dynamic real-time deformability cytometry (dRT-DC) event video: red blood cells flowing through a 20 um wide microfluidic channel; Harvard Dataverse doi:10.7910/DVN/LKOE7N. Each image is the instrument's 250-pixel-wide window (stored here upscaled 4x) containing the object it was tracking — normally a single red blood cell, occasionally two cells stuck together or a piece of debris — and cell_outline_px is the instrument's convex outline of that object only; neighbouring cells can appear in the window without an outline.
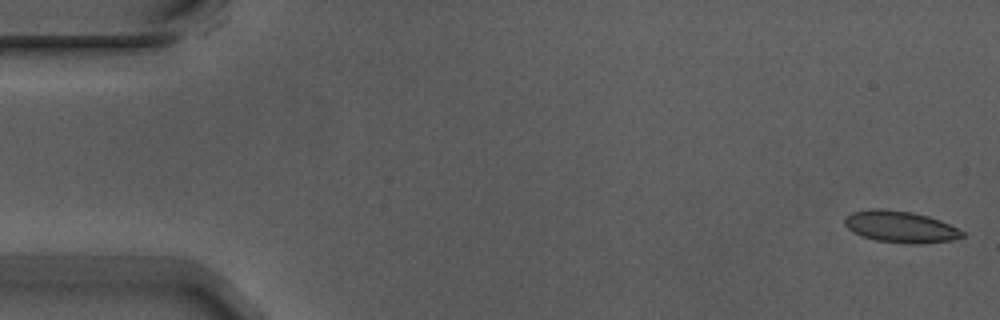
{"species": "Egyptian fruit bat (a non-hibernating species)", "species_latin": "Rousettus aegyptiacus", "temperature_condition": "warm", "stored_images_in_passage": 5, "camera_frame_rate_fps": 3000, "um_per_image_px": 0.085, "animal": {"sex": "male"}, "frame": {"image": 1, "passage_image": 1, "time_ms": 0.0, "image_size_px": [1000, 320], "cell_outline_px": [[964, 236], [952, 240], [920, 244], [908, 244], [876, 240], [860, 236], [852, 232], [844, 224], [844, 216], [852, 212], [872, 208], [880, 208], [912, 212], [928, 216], [940, 220], [964, 232]], "centroid_in_image_um": [76.49, 19.27], "position_along_channel_um": 8.5, "area_um2": 21.79}}
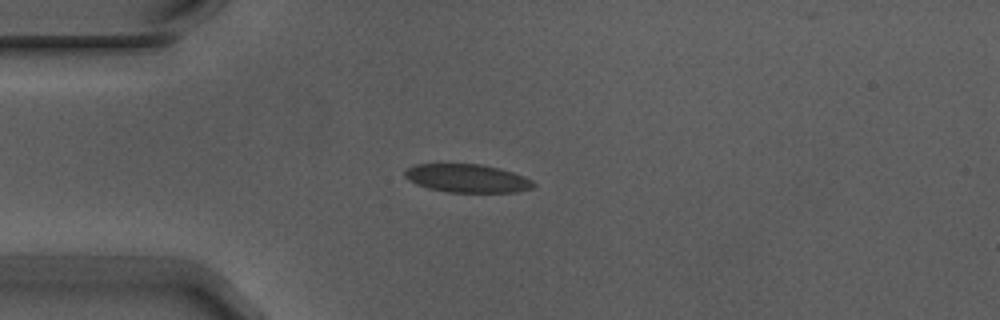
{"frame": {"image": 2, "passage_image": 4, "time_ms": 1.0, "image_size_px": [1000, 320], "cell_outline_px": [[536, 184], [532, 188], [516, 192], [448, 192], [428, 188], [416, 184], [408, 180], [404, 176], [404, 172], [408, 168], [416, 164], [480, 164], [500, 168], [524, 176], [532, 180]], "centroid_in_image_um": [39.71, 15.16], "position_along_channel_um": 45.3, "area_um2": 21.21}}
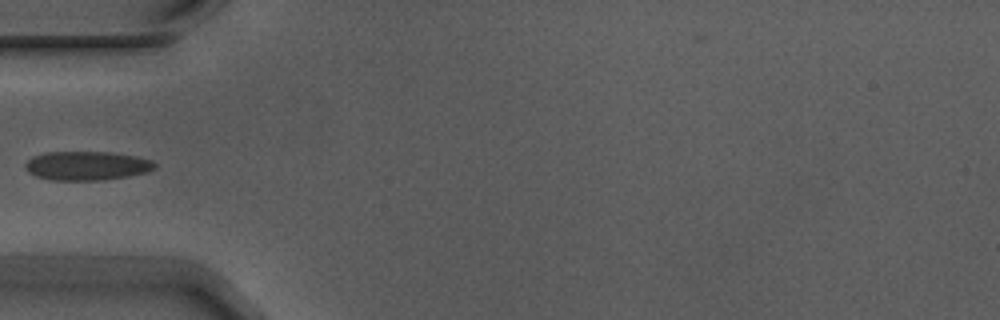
{"frame": {"image": 3, "passage_image": 5, "time_ms": 1.333, "image_size_px": [1000, 320], "cell_outline_px": [[156, 168], [148, 172], [128, 176], [100, 180], [52, 180], [36, 176], [28, 172], [24, 168], [24, 164], [32, 156], [44, 152], [108, 152], [136, 156], [152, 160], [156, 164]], "centroid_in_image_um": [7.37, 14.08], "position_along_channel_um": 77.6, "area_um2": 21.96}}